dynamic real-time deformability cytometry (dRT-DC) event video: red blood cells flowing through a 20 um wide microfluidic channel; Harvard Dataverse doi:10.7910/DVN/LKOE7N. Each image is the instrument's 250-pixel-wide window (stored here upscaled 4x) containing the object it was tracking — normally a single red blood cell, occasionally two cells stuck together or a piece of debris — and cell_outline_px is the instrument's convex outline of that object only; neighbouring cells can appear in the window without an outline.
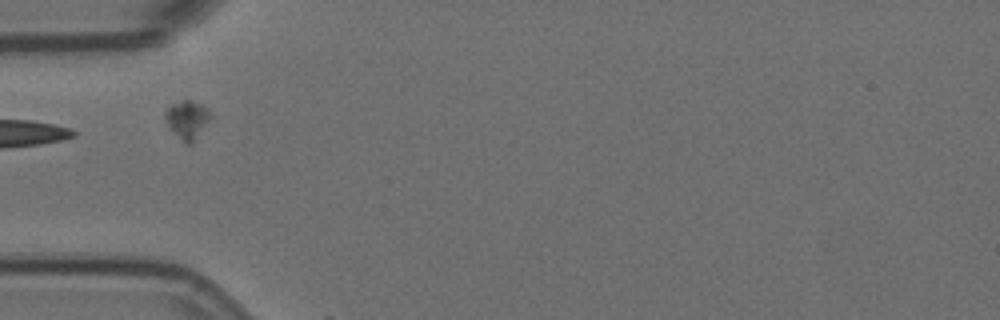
{"species": "Egyptian fruit bat (a non-hibernating species)", "species_latin": "Rousettus aegyptiacus", "temperature_condition": "room temperature", "stored_images_in_passage": 2, "camera_frame_rate_fps": 3000, "um_per_image_px": 0.085, "animal": {"sex": "female"}, "frame": {"image": 1, "passage_image": 1, "time_ms": 0.0, "image_size_px": [1000, 320], "cell_outline_px": [[212, 116], [192, 144], [188, 144], [168, 128], [164, 116], [164, 112], [172, 104], [184, 100], [192, 100], [208, 108]], "centroid_in_image_um": [15.91, 10.15], "position_along_channel_um": 69.1, "area_um2": 10.0}}